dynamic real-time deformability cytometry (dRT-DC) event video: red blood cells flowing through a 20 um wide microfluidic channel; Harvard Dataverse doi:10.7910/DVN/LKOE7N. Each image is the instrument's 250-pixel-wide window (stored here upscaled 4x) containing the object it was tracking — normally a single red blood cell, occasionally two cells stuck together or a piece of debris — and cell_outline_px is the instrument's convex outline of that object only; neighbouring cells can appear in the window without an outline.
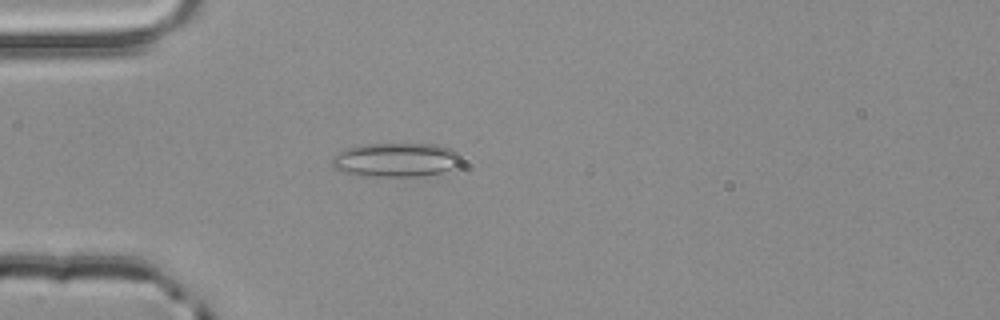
{"species": "common noctule bat (a hibernating species)", "species_latin": "Nyctalus noctula", "temperature_condition": "room temperature", "stored_images_in_passage": 53, "camera_frame_rate_fps": 3000, "um_per_image_px": 0.085, "animal": {"sex": "male", "body_mass_g": 20.4}, "frame": {"image": 1, "passage_image": 15, "time_ms": 4.667, "image_size_px": [1000, 320], "cell_outline_px": [[460, 164], [440, 172], [416, 176], [372, 176], [348, 172], [332, 168], [332, 156], [336, 152], [360, 144], [436, 144], [452, 148], [460, 156]], "centroid_in_image_um": [33.63, 13.56], "position_along_channel_um": 51.4, "area_um2": 25.37}}
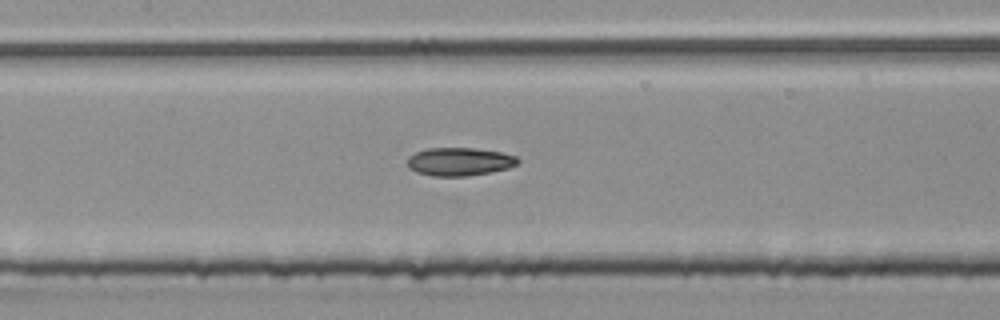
{"frame": {"image": 2, "passage_image": 25, "time_ms": 8.0, "image_size_px": [1000, 320], "cell_outline_px": [[520, 160], [516, 164], [508, 168], [468, 176], [432, 176], [416, 172], [408, 168], [408, 156], [416, 152], [428, 148], [476, 148], [500, 152], [516, 156]], "centroid_in_image_um": [39.03, 13.74], "position_along_channel_um": 168.4, "area_um2": 18.09}}
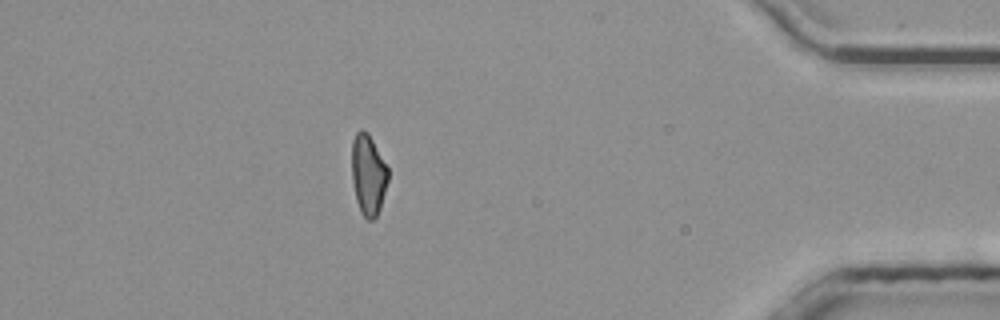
{"frame": {"image": 3, "passage_image": 47, "time_ms": 15.333, "image_size_px": [1000, 320], "cell_outline_px": [[388, 180], [380, 208], [376, 216], [372, 220], [368, 220], [360, 212], [356, 200], [352, 180], [352, 140], [356, 132], [360, 128], [368, 132], [388, 168]], "centroid_in_image_um": [31.29, 14.83], "position_along_channel_um": 403.9, "area_um2": 17.05}, "authors_computed_cell_mechanics": {"area_um2": 18.0914, "velocity_mm_per_s": 3.8672, "shape_relaxation_time_tau1_ms": null, "shape_relaxation_time_tau2_ms": 7.2178, "deformation_change_tau1": null, "deformation_change_tau2": 0.1483}}